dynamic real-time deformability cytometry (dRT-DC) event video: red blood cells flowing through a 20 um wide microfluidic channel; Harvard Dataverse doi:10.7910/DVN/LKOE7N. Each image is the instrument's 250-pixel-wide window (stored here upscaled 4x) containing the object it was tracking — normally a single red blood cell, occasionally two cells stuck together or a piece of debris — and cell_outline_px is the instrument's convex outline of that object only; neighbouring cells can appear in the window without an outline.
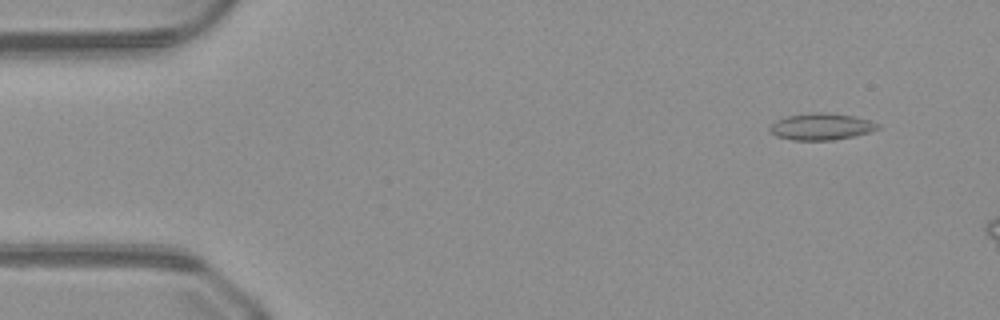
{"species": "common noctule bat (a hibernating species)", "species_latin": "Nyctalus noctula", "temperature_condition": "warm", "stored_images_in_passage": 9, "camera_frame_rate_fps": 3000, "um_per_image_px": 0.085, "animal": {"sex": "male", "body_mass_g": 23.1, "forearm_length_mm": 52.7}, "frame": {"image": 1, "passage_image": 4, "time_ms": 1.0, "image_size_px": [1000, 320], "cell_outline_px": [[880, 128], [868, 132], [852, 136], [832, 140], [792, 140], [776, 136], [768, 128], [776, 120], [788, 116], [812, 112], [828, 112], [856, 116], [880, 124]], "centroid_in_image_um": [69.81, 10.75], "position_along_channel_um": 15.2, "area_um2": 16.76}}